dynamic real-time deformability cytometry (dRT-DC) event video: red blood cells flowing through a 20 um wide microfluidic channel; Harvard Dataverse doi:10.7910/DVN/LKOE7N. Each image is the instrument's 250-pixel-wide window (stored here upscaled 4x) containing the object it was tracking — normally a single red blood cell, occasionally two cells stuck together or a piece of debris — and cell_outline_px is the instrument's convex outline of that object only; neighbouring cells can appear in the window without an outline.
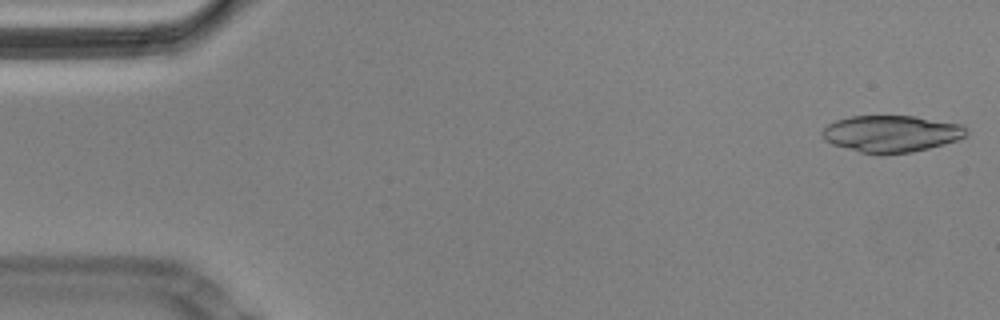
{"species": "Egyptian fruit bat (a non-hibernating species)", "species_latin": "Rousettus aegyptiacus", "temperature_condition": "cold", "stored_images_in_passage": 56, "camera_frame_rate_fps": 3000, "um_per_image_px": 0.085, "animal": {"sex": "male"}, "frame": {"image": 1, "passage_image": 1, "time_ms": 0.0, "image_size_px": [1000, 320], "cell_outline_px": [[968, 136], [944, 144], [912, 152], [860, 152], [832, 144], [824, 140], [820, 132], [828, 124], [836, 120], [852, 116], [916, 116], [964, 124], [968, 132]], "centroid_in_image_um": [75.79, 11.33], "position_along_channel_um": 9.2, "area_um2": 30.63}}
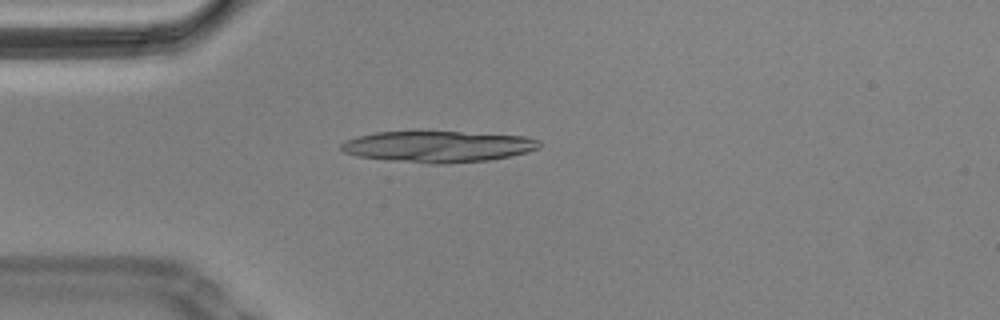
{"frame": {"image": 2, "passage_image": 14, "time_ms": 4.333, "image_size_px": [1000, 320], "cell_outline_px": [[540, 148], [512, 156], [488, 160], [448, 164], [428, 164], [388, 160], [356, 156], [344, 152], [340, 148], [340, 144], [356, 136], [376, 132], [420, 128], [524, 136], [540, 140]], "centroid_in_image_um": [37.2, 12.41], "position_along_channel_um": 47.8, "area_um2": 37.69}}